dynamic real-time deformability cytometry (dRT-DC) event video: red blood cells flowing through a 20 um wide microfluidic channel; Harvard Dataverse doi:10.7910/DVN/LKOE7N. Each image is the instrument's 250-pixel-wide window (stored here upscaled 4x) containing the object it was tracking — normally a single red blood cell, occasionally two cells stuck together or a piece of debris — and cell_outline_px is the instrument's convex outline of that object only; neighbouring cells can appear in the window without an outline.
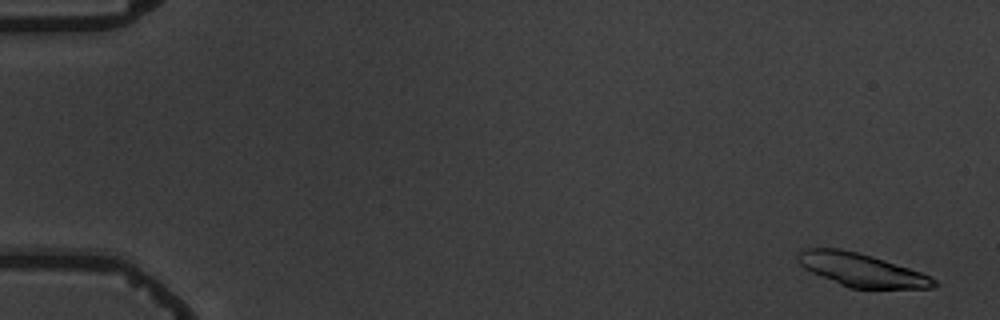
{"species": "common noctule bat (a hibernating species)", "species_latin": "Nyctalus noctula", "temperature_condition": "warm", "stored_images_in_passage": 6, "camera_frame_rate_fps": 3000, "um_per_image_px": 0.085, "animal": {"sex": "male", "body_mass_g": 19.5, "forearm_length_mm": 54.6}, "frame": {"image": 1, "passage_image": 1, "time_ms": 0.0, "image_size_px": [1000, 320], "cell_outline_px": [[940, 284], [932, 288], [848, 288], [812, 272], [804, 268], [800, 264], [796, 256], [804, 248], [840, 248], [872, 256], [920, 272], [936, 280]], "centroid_in_image_um": [73.21, 22.94], "position_along_channel_um": 11.8, "area_um2": 26.01}}